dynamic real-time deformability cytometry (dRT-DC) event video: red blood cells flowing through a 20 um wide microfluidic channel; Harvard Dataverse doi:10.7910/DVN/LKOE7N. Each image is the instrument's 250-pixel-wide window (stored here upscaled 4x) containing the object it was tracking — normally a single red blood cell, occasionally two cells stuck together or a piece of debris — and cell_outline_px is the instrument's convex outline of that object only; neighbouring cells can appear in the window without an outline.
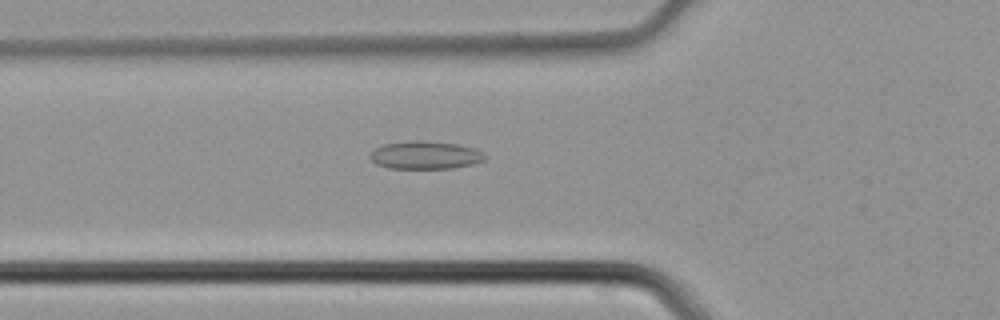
{"species": "common noctule bat (a hibernating species)", "species_latin": "Nyctalus noctula", "temperature_condition": "cold", "stored_images_in_passage": 39, "camera_frame_rate_fps": 3000, "um_per_image_px": 0.085, "animal": {"sex": "male", "body_mass_g": 21.5, "forearm_length_mm": 52.0}, "frame": {"image": 1, "passage_image": 11, "time_ms": 3.333, "image_size_px": [1000, 320], "cell_outline_px": [[488, 156], [484, 160], [472, 164], [452, 168], [388, 168], [376, 164], [368, 156], [376, 148], [384, 144], [412, 140], [424, 140], [456, 144], [472, 148], [484, 152]], "centroid_in_image_um": [36.15, 13.18], "position_along_channel_um": 89.6, "area_um2": 18.67}}
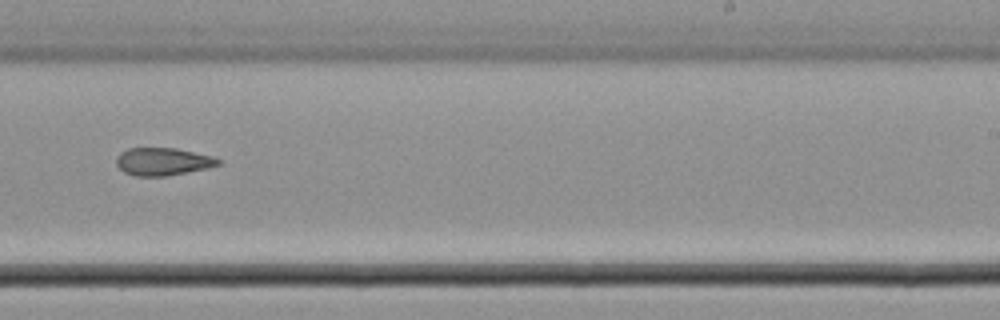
{"frame": {"image": 2, "passage_image": 23, "time_ms": 7.333, "image_size_px": [1000, 320], "cell_outline_px": [[220, 164], [208, 168], [168, 176], [136, 176], [124, 172], [116, 164], [116, 156], [120, 152], [128, 148], [176, 148], [212, 156], [220, 160]], "centroid_in_image_um": [13.82, 13.73], "position_along_channel_um": 275.2, "area_um2": 16.47}}
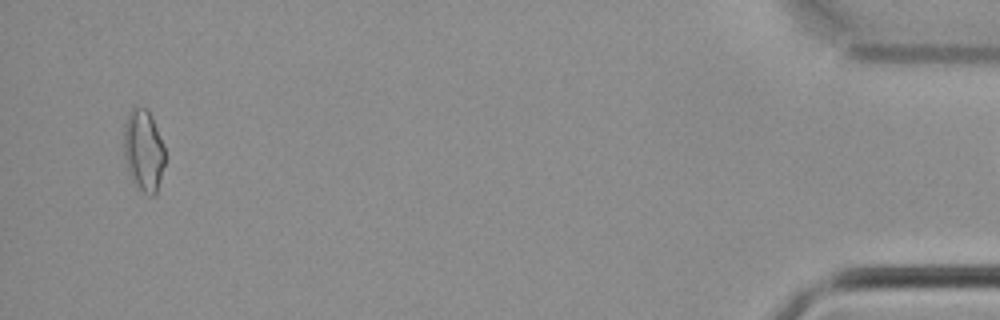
{"frame": {"image": 3, "passage_image": 38, "time_ms": 12.333, "image_size_px": [1000, 320], "cell_outline_px": [[164, 164], [156, 192], [152, 196], [148, 196], [132, 180], [124, 156], [124, 124], [128, 112], [136, 104], [144, 108], [152, 116], [164, 148]], "centroid_in_image_um": [12.18, 12.74], "position_along_channel_um": 423.0, "area_um2": 19.31}}